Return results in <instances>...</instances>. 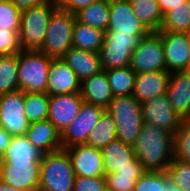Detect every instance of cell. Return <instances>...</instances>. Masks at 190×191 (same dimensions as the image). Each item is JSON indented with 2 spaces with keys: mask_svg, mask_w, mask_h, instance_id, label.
I'll use <instances>...</instances> for the list:
<instances>
[{
  "mask_svg": "<svg viewBox=\"0 0 190 191\" xmlns=\"http://www.w3.org/2000/svg\"><path fill=\"white\" fill-rule=\"evenodd\" d=\"M132 146L136 159L145 171H167L174 158V134L147 123L141 127Z\"/></svg>",
  "mask_w": 190,
  "mask_h": 191,
  "instance_id": "1",
  "label": "cell"
},
{
  "mask_svg": "<svg viewBox=\"0 0 190 191\" xmlns=\"http://www.w3.org/2000/svg\"><path fill=\"white\" fill-rule=\"evenodd\" d=\"M58 9L55 0H46L22 10L19 43L23 51H40L53 13Z\"/></svg>",
  "mask_w": 190,
  "mask_h": 191,
  "instance_id": "2",
  "label": "cell"
},
{
  "mask_svg": "<svg viewBox=\"0 0 190 191\" xmlns=\"http://www.w3.org/2000/svg\"><path fill=\"white\" fill-rule=\"evenodd\" d=\"M75 177L66 149L46 153L40 162L38 191H73Z\"/></svg>",
  "mask_w": 190,
  "mask_h": 191,
  "instance_id": "3",
  "label": "cell"
},
{
  "mask_svg": "<svg viewBox=\"0 0 190 191\" xmlns=\"http://www.w3.org/2000/svg\"><path fill=\"white\" fill-rule=\"evenodd\" d=\"M106 112L114 119L117 138L133 145L144 124L141 103L133 95L116 96L109 103Z\"/></svg>",
  "mask_w": 190,
  "mask_h": 191,
  "instance_id": "4",
  "label": "cell"
},
{
  "mask_svg": "<svg viewBox=\"0 0 190 191\" xmlns=\"http://www.w3.org/2000/svg\"><path fill=\"white\" fill-rule=\"evenodd\" d=\"M51 57L41 51L18 53L19 90L25 93H46Z\"/></svg>",
  "mask_w": 190,
  "mask_h": 191,
  "instance_id": "5",
  "label": "cell"
},
{
  "mask_svg": "<svg viewBox=\"0 0 190 191\" xmlns=\"http://www.w3.org/2000/svg\"><path fill=\"white\" fill-rule=\"evenodd\" d=\"M75 21L74 13L58 8L51 17L40 51L51 58H62L72 47Z\"/></svg>",
  "mask_w": 190,
  "mask_h": 191,
  "instance_id": "6",
  "label": "cell"
},
{
  "mask_svg": "<svg viewBox=\"0 0 190 191\" xmlns=\"http://www.w3.org/2000/svg\"><path fill=\"white\" fill-rule=\"evenodd\" d=\"M140 39L131 34L106 31L102 47L99 51L102 69H118L130 66L132 52Z\"/></svg>",
  "mask_w": 190,
  "mask_h": 191,
  "instance_id": "7",
  "label": "cell"
},
{
  "mask_svg": "<svg viewBox=\"0 0 190 191\" xmlns=\"http://www.w3.org/2000/svg\"><path fill=\"white\" fill-rule=\"evenodd\" d=\"M130 67L136 74L166 71L162 37L157 32H151L147 37L140 39L132 52Z\"/></svg>",
  "mask_w": 190,
  "mask_h": 191,
  "instance_id": "8",
  "label": "cell"
},
{
  "mask_svg": "<svg viewBox=\"0 0 190 191\" xmlns=\"http://www.w3.org/2000/svg\"><path fill=\"white\" fill-rule=\"evenodd\" d=\"M0 125L11 136L26 134L30 122L25 113V92L18 90L0 95Z\"/></svg>",
  "mask_w": 190,
  "mask_h": 191,
  "instance_id": "9",
  "label": "cell"
},
{
  "mask_svg": "<svg viewBox=\"0 0 190 191\" xmlns=\"http://www.w3.org/2000/svg\"><path fill=\"white\" fill-rule=\"evenodd\" d=\"M105 111L106 109L101 106L83 102L79 114L60 134L62 148L85 144L88 135Z\"/></svg>",
  "mask_w": 190,
  "mask_h": 191,
  "instance_id": "10",
  "label": "cell"
},
{
  "mask_svg": "<svg viewBox=\"0 0 190 191\" xmlns=\"http://www.w3.org/2000/svg\"><path fill=\"white\" fill-rule=\"evenodd\" d=\"M144 123L162 128L175 135L182 119L173 110L167 93L141 103Z\"/></svg>",
  "mask_w": 190,
  "mask_h": 191,
  "instance_id": "11",
  "label": "cell"
},
{
  "mask_svg": "<svg viewBox=\"0 0 190 191\" xmlns=\"http://www.w3.org/2000/svg\"><path fill=\"white\" fill-rule=\"evenodd\" d=\"M0 179L15 189L38 191L40 163L0 162Z\"/></svg>",
  "mask_w": 190,
  "mask_h": 191,
  "instance_id": "12",
  "label": "cell"
},
{
  "mask_svg": "<svg viewBox=\"0 0 190 191\" xmlns=\"http://www.w3.org/2000/svg\"><path fill=\"white\" fill-rule=\"evenodd\" d=\"M107 31L131 34L139 39L151 33L133 13L129 0H110V19Z\"/></svg>",
  "mask_w": 190,
  "mask_h": 191,
  "instance_id": "13",
  "label": "cell"
},
{
  "mask_svg": "<svg viewBox=\"0 0 190 191\" xmlns=\"http://www.w3.org/2000/svg\"><path fill=\"white\" fill-rule=\"evenodd\" d=\"M162 37L166 71H184L190 59V34L157 32Z\"/></svg>",
  "mask_w": 190,
  "mask_h": 191,
  "instance_id": "14",
  "label": "cell"
},
{
  "mask_svg": "<svg viewBox=\"0 0 190 191\" xmlns=\"http://www.w3.org/2000/svg\"><path fill=\"white\" fill-rule=\"evenodd\" d=\"M83 102L80 93L49 96L48 120L60 134L79 114Z\"/></svg>",
  "mask_w": 190,
  "mask_h": 191,
  "instance_id": "15",
  "label": "cell"
},
{
  "mask_svg": "<svg viewBox=\"0 0 190 191\" xmlns=\"http://www.w3.org/2000/svg\"><path fill=\"white\" fill-rule=\"evenodd\" d=\"M76 177H104V165L101 150L85 144L66 148Z\"/></svg>",
  "mask_w": 190,
  "mask_h": 191,
  "instance_id": "16",
  "label": "cell"
},
{
  "mask_svg": "<svg viewBox=\"0 0 190 191\" xmlns=\"http://www.w3.org/2000/svg\"><path fill=\"white\" fill-rule=\"evenodd\" d=\"M81 81L63 58H51L48 70V96L80 93Z\"/></svg>",
  "mask_w": 190,
  "mask_h": 191,
  "instance_id": "17",
  "label": "cell"
},
{
  "mask_svg": "<svg viewBox=\"0 0 190 191\" xmlns=\"http://www.w3.org/2000/svg\"><path fill=\"white\" fill-rule=\"evenodd\" d=\"M175 113L182 120L190 119V72L175 71L170 73L166 91Z\"/></svg>",
  "mask_w": 190,
  "mask_h": 191,
  "instance_id": "18",
  "label": "cell"
},
{
  "mask_svg": "<svg viewBox=\"0 0 190 191\" xmlns=\"http://www.w3.org/2000/svg\"><path fill=\"white\" fill-rule=\"evenodd\" d=\"M105 174H111L124 167H143L136 159L132 145L115 138L101 149Z\"/></svg>",
  "mask_w": 190,
  "mask_h": 191,
  "instance_id": "19",
  "label": "cell"
},
{
  "mask_svg": "<svg viewBox=\"0 0 190 191\" xmlns=\"http://www.w3.org/2000/svg\"><path fill=\"white\" fill-rule=\"evenodd\" d=\"M170 79L168 71L137 73L132 95L140 102H146L167 91Z\"/></svg>",
  "mask_w": 190,
  "mask_h": 191,
  "instance_id": "20",
  "label": "cell"
},
{
  "mask_svg": "<svg viewBox=\"0 0 190 191\" xmlns=\"http://www.w3.org/2000/svg\"><path fill=\"white\" fill-rule=\"evenodd\" d=\"M25 136L44 154L62 148L60 133L48 119L30 123Z\"/></svg>",
  "mask_w": 190,
  "mask_h": 191,
  "instance_id": "21",
  "label": "cell"
},
{
  "mask_svg": "<svg viewBox=\"0 0 190 191\" xmlns=\"http://www.w3.org/2000/svg\"><path fill=\"white\" fill-rule=\"evenodd\" d=\"M62 58L81 82L103 71L99 53L71 47Z\"/></svg>",
  "mask_w": 190,
  "mask_h": 191,
  "instance_id": "22",
  "label": "cell"
},
{
  "mask_svg": "<svg viewBox=\"0 0 190 191\" xmlns=\"http://www.w3.org/2000/svg\"><path fill=\"white\" fill-rule=\"evenodd\" d=\"M81 97L84 102L107 108L113 99L105 70L81 82Z\"/></svg>",
  "mask_w": 190,
  "mask_h": 191,
  "instance_id": "23",
  "label": "cell"
},
{
  "mask_svg": "<svg viewBox=\"0 0 190 191\" xmlns=\"http://www.w3.org/2000/svg\"><path fill=\"white\" fill-rule=\"evenodd\" d=\"M44 153L32 145L25 135L12 136L5 152L0 157V162H29L40 163Z\"/></svg>",
  "mask_w": 190,
  "mask_h": 191,
  "instance_id": "24",
  "label": "cell"
},
{
  "mask_svg": "<svg viewBox=\"0 0 190 191\" xmlns=\"http://www.w3.org/2000/svg\"><path fill=\"white\" fill-rule=\"evenodd\" d=\"M75 15L78 22L106 32L110 19V0H97Z\"/></svg>",
  "mask_w": 190,
  "mask_h": 191,
  "instance_id": "25",
  "label": "cell"
},
{
  "mask_svg": "<svg viewBox=\"0 0 190 191\" xmlns=\"http://www.w3.org/2000/svg\"><path fill=\"white\" fill-rule=\"evenodd\" d=\"M105 38V31L82 24L77 20L73 26L72 47L99 53Z\"/></svg>",
  "mask_w": 190,
  "mask_h": 191,
  "instance_id": "26",
  "label": "cell"
},
{
  "mask_svg": "<svg viewBox=\"0 0 190 191\" xmlns=\"http://www.w3.org/2000/svg\"><path fill=\"white\" fill-rule=\"evenodd\" d=\"M133 13L151 32H158L163 14L158 0H129Z\"/></svg>",
  "mask_w": 190,
  "mask_h": 191,
  "instance_id": "27",
  "label": "cell"
},
{
  "mask_svg": "<svg viewBox=\"0 0 190 191\" xmlns=\"http://www.w3.org/2000/svg\"><path fill=\"white\" fill-rule=\"evenodd\" d=\"M158 32L190 34V0H184L183 4L165 13Z\"/></svg>",
  "mask_w": 190,
  "mask_h": 191,
  "instance_id": "28",
  "label": "cell"
},
{
  "mask_svg": "<svg viewBox=\"0 0 190 191\" xmlns=\"http://www.w3.org/2000/svg\"><path fill=\"white\" fill-rule=\"evenodd\" d=\"M146 171L143 167H124L111 174H105L108 191H133L136 181Z\"/></svg>",
  "mask_w": 190,
  "mask_h": 191,
  "instance_id": "29",
  "label": "cell"
},
{
  "mask_svg": "<svg viewBox=\"0 0 190 191\" xmlns=\"http://www.w3.org/2000/svg\"><path fill=\"white\" fill-rule=\"evenodd\" d=\"M115 138L117 136L114 119L105 111L88 135L85 145L101 150Z\"/></svg>",
  "mask_w": 190,
  "mask_h": 191,
  "instance_id": "30",
  "label": "cell"
},
{
  "mask_svg": "<svg viewBox=\"0 0 190 191\" xmlns=\"http://www.w3.org/2000/svg\"><path fill=\"white\" fill-rule=\"evenodd\" d=\"M114 97L132 95L136 73L130 66L105 71Z\"/></svg>",
  "mask_w": 190,
  "mask_h": 191,
  "instance_id": "31",
  "label": "cell"
},
{
  "mask_svg": "<svg viewBox=\"0 0 190 191\" xmlns=\"http://www.w3.org/2000/svg\"><path fill=\"white\" fill-rule=\"evenodd\" d=\"M18 90V54L0 56V95Z\"/></svg>",
  "mask_w": 190,
  "mask_h": 191,
  "instance_id": "32",
  "label": "cell"
},
{
  "mask_svg": "<svg viewBox=\"0 0 190 191\" xmlns=\"http://www.w3.org/2000/svg\"><path fill=\"white\" fill-rule=\"evenodd\" d=\"M49 96L46 93H25V113L30 123L48 119Z\"/></svg>",
  "mask_w": 190,
  "mask_h": 191,
  "instance_id": "33",
  "label": "cell"
},
{
  "mask_svg": "<svg viewBox=\"0 0 190 191\" xmlns=\"http://www.w3.org/2000/svg\"><path fill=\"white\" fill-rule=\"evenodd\" d=\"M169 178L167 171H146L136 181L133 191H166V181Z\"/></svg>",
  "mask_w": 190,
  "mask_h": 191,
  "instance_id": "34",
  "label": "cell"
},
{
  "mask_svg": "<svg viewBox=\"0 0 190 191\" xmlns=\"http://www.w3.org/2000/svg\"><path fill=\"white\" fill-rule=\"evenodd\" d=\"M174 157L190 163V119L182 120L174 135Z\"/></svg>",
  "mask_w": 190,
  "mask_h": 191,
  "instance_id": "35",
  "label": "cell"
},
{
  "mask_svg": "<svg viewBox=\"0 0 190 191\" xmlns=\"http://www.w3.org/2000/svg\"><path fill=\"white\" fill-rule=\"evenodd\" d=\"M167 172L179 189L190 191V163L174 157Z\"/></svg>",
  "mask_w": 190,
  "mask_h": 191,
  "instance_id": "36",
  "label": "cell"
},
{
  "mask_svg": "<svg viewBox=\"0 0 190 191\" xmlns=\"http://www.w3.org/2000/svg\"><path fill=\"white\" fill-rule=\"evenodd\" d=\"M21 14L11 1L0 2V29L20 31Z\"/></svg>",
  "mask_w": 190,
  "mask_h": 191,
  "instance_id": "37",
  "label": "cell"
},
{
  "mask_svg": "<svg viewBox=\"0 0 190 191\" xmlns=\"http://www.w3.org/2000/svg\"><path fill=\"white\" fill-rule=\"evenodd\" d=\"M19 32L0 29V56L14 55L21 51Z\"/></svg>",
  "mask_w": 190,
  "mask_h": 191,
  "instance_id": "38",
  "label": "cell"
},
{
  "mask_svg": "<svg viewBox=\"0 0 190 191\" xmlns=\"http://www.w3.org/2000/svg\"><path fill=\"white\" fill-rule=\"evenodd\" d=\"M73 191H108L105 177H75Z\"/></svg>",
  "mask_w": 190,
  "mask_h": 191,
  "instance_id": "39",
  "label": "cell"
},
{
  "mask_svg": "<svg viewBox=\"0 0 190 191\" xmlns=\"http://www.w3.org/2000/svg\"><path fill=\"white\" fill-rule=\"evenodd\" d=\"M55 1L59 9L75 14L80 9L89 6L91 3L97 0H55Z\"/></svg>",
  "mask_w": 190,
  "mask_h": 191,
  "instance_id": "40",
  "label": "cell"
},
{
  "mask_svg": "<svg viewBox=\"0 0 190 191\" xmlns=\"http://www.w3.org/2000/svg\"><path fill=\"white\" fill-rule=\"evenodd\" d=\"M184 0H158L160 10L162 14L169 12L179 4H183Z\"/></svg>",
  "mask_w": 190,
  "mask_h": 191,
  "instance_id": "41",
  "label": "cell"
},
{
  "mask_svg": "<svg viewBox=\"0 0 190 191\" xmlns=\"http://www.w3.org/2000/svg\"><path fill=\"white\" fill-rule=\"evenodd\" d=\"M21 11L38 5L46 0H10Z\"/></svg>",
  "mask_w": 190,
  "mask_h": 191,
  "instance_id": "42",
  "label": "cell"
},
{
  "mask_svg": "<svg viewBox=\"0 0 190 191\" xmlns=\"http://www.w3.org/2000/svg\"><path fill=\"white\" fill-rule=\"evenodd\" d=\"M12 136L6 132L0 125V157L7 149Z\"/></svg>",
  "mask_w": 190,
  "mask_h": 191,
  "instance_id": "43",
  "label": "cell"
},
{
  "mask_svg": "<svg viewBox=\"0 0 190 191\" xmlns=\"http://www.w3.org/2000/svg\"><path fill=\"white\" fill-rule=\"evenodd\" d=\"M0 191H22L19 189H15L14 187L5 184L1 179H0Z\"/></svg>",
  "mask_w": 190,
  "mask_h": 191,
  "instance_id": "44",
  "label": "cell"
},
{
  "mask_svg": "<svg viewBox=\"0 0 190 191\" xmlns=\"http://www.w3.org/2000/svg\"><path fill=\"white\" fill-rule=\"evenodd\" d=\"M179 190V187L169 178L166 181V191Z\"/></svg>",
  "mask_w": 190,
  "mask_h": 191,
  "instance_id": "45",
  "label": "cell"
},
{
  "mask_svg": "<svg viewBox=\"0 0 190 191\" xmlns=\"http://www.w3.org/2000/svg\"><path fill=\"white\" fill-rule=\"evenodd\" d=\"M186 71H189V72H190V59H189L188 68H187Z\"/></svg>",
  "mask_w": 190,
  "mask_h": 191,
  "instance_id": "46",
  "label": "cell"
},
{
  "mask_svg": "<svg viewBox=\"0 0 190 191\" xmlns=\"http://www.w3.org/2000/svg\"><path fill=\"white\" fill-rule=\"evenodd\" d=\"M6 1H10V0H0V2H6Z\"/></svg>",
  "mask_w": 190,
  "mask_h": 191,
  "instance_id": "47",
  "label": "cell"
}]
</instances>
